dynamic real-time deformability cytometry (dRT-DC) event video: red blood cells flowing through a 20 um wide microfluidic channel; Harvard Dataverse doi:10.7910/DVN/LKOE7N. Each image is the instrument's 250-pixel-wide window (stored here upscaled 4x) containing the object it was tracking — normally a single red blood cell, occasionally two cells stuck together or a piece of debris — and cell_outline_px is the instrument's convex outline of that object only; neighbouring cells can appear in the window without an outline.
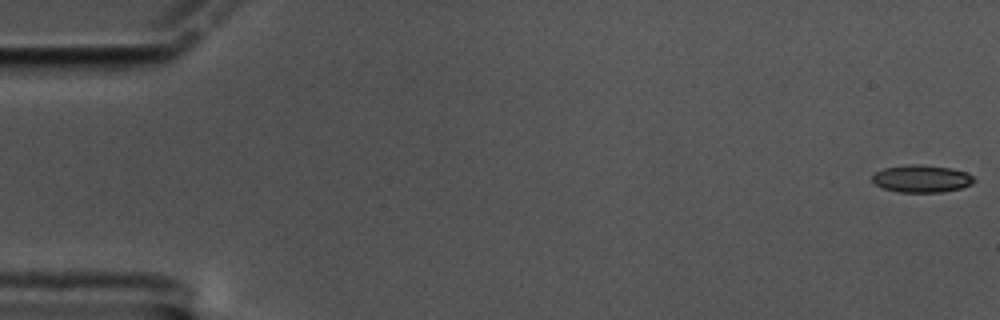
{"species": "common noctule bat (a hibernating species)", "species_latin": "Nyctalus noctula", "temperature_condition": "cold", "stored_images_in_passage": 60, "camera_frame_rate_fps": 3000, "um_per_image_px": 0.085, "animal": {"sex": "male", "body_mass_g": 17.5, "forearm_length_mm": 52.3}, "frame": {"image": 1, "passage_image": 1, "time_ms": 0.0, "image_size_px": [1000, 320], "cell_outline_px": [[976, 180], [972, 184], [960, 188], [940, 192], [896, 192], [884, 188], [876, 184], [872, 180], [872, 176], [876, 172], [884, 168], [908, 164], [920, 164], [952, 168], [968, 172]], "centroid_in_image_um": [78.36, 15.18], "position_along_channel_um": 6.6, "area_um2": 16.3}}
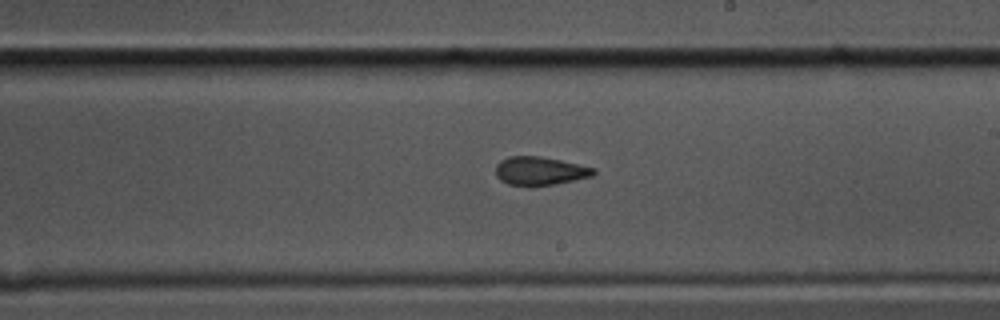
{"frame": {"image": 2, "passage_image": 35, "time_ms": 11.333, "image_size_px": [1000, 320], "cell_outline_px": [[596, 172], [592, 176], [556, 184], [532, 188], [508, 184], [500, 180], [496, 176], [496, 164], [500, 160], [508, 156], [540, 156], [560, 160], [596, 168]], "centroid_in_image_um": [45.86, 14.55], "position_along_channel_um": 243.1, "area_um2": 16.65}}
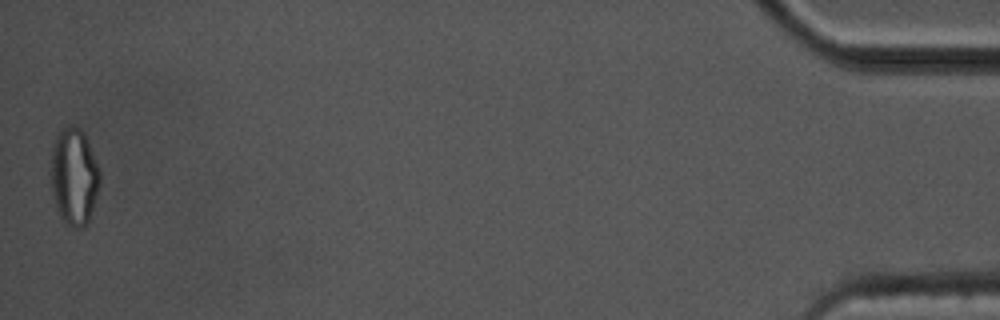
{"frame": {"image": 3, "passage_image": 60, "time_ms": 19.667, "image_size_px": [1000, 320], "cell_outline_px": [[100, 184], [88, 220], [84, 228], [72, 228], [64, 224], [56, 208], [52, 192], [48, 172], [52, 148], [56, 136], [64, 128], [80, 128], [84, 132], [100, 172]], "centroid_in_image_um": [6.25, 15.06], "position_along_channel_um": 428.9, "area_um2": 27.86}, "authors_computed_cell_mechanics": {"area_um2": 16.762, "velocity_mm_per_s": 3.3531, "shape_relaxation_time_tau1_ms": 10.9958, "shape_relaxation_time_tau2_ms": 3.8198, "deformation_change_tau1": 0.199, "deformation_change_tau2": 0.0991}}